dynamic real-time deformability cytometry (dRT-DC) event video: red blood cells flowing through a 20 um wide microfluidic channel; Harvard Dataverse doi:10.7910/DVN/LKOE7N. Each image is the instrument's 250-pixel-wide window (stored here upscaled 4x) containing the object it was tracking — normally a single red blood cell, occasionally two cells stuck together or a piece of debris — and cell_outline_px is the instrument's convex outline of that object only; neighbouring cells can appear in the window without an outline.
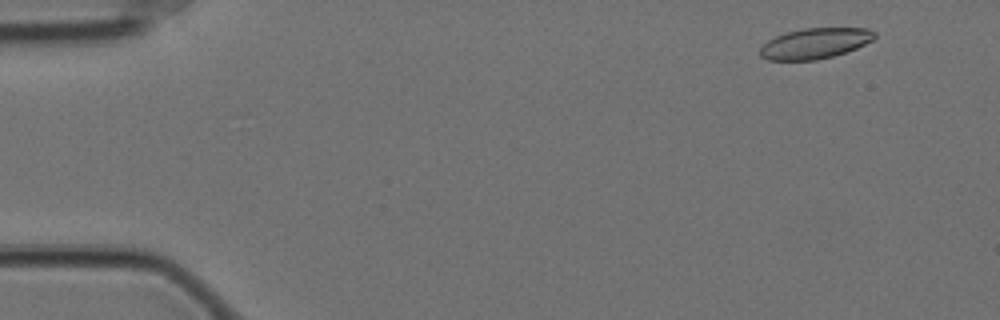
{"species": "Egyptian fruit bat (a non-hibernating species)", "species_latin": "Rousettus aegyptiacus", "temperature_condition": "cold", "stored_images_in_passage": 35, "camera_frame_rate_fps": 3000, "um_per_image_px": 0.085, "animal": {"sex": "female"}, "frame": {"image": 1, "passage_image": 4, "time_ms": 1.0, "image_size_px": [1000, 320], "cell_outline_px": [[876, 36], [872, 40], [856, 48], [832, 56], [816, 60], [768, 60], [760, 56], [760, 48], [768, 40], [784, 32], [804, 28], [868, 28], [876, 32]], "centroid_in_image_um": [69.26, 3.68], "position_along_channel_um": 15.7, "area_um2": 20.35}}
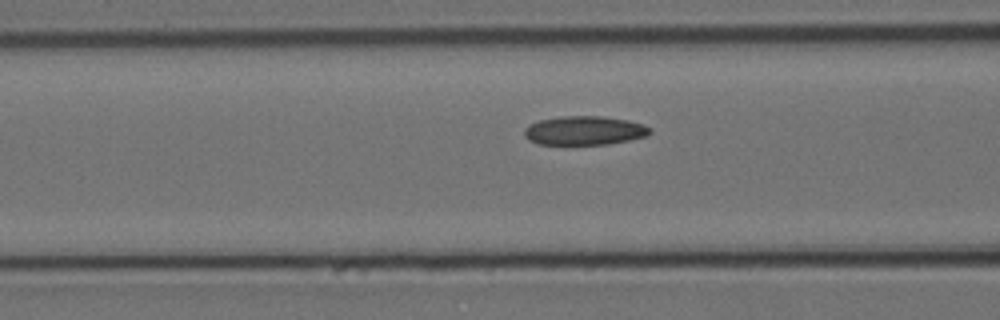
{"frame": {"image": 2, "passage_image": 22, "time_ms": 7.0, "image_size_px": [1000, 320], "cell_outline_px": [[652, 132], [648, 136], [608, 144], [536, 144], [528, 140], [524, 136], [524, 128], [528, 124], [540, 120], [560, 116], [604, 116], [628, 120], [644, 124], [652, 128]], "centroid_in_image_um": [49.68, 11.09], "position_along_channel_um": 116.9, "area_um2": 21.44}}
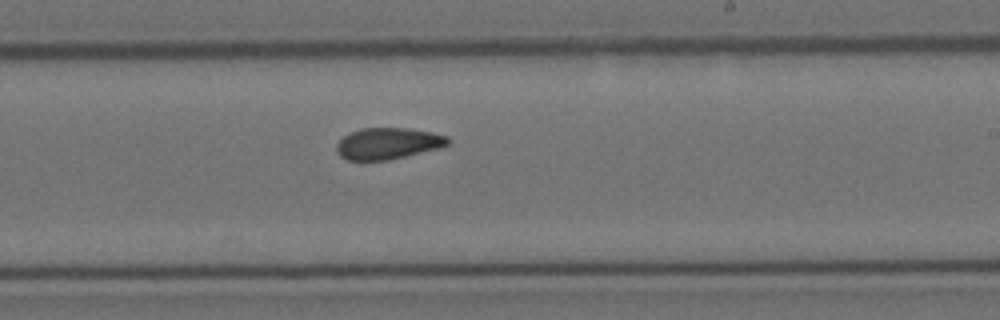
{"frame": {"image": 3, "passage_image": 34, "time_ms": 11.0, "image_size_px": [1000, 320], "cell_outline_px": [[452, 140], [448, 144], [440, 148], [388, 160], [348, 160], [340, 156], [336, 152], [336, 144], [348, 132], [360, 128], [408, 128], [432, 132], [448, 136]], "centroid_in_image_um": [32.98, 12.19], "position_along_channel_um": 256.0, "area_um2": 20.58}}